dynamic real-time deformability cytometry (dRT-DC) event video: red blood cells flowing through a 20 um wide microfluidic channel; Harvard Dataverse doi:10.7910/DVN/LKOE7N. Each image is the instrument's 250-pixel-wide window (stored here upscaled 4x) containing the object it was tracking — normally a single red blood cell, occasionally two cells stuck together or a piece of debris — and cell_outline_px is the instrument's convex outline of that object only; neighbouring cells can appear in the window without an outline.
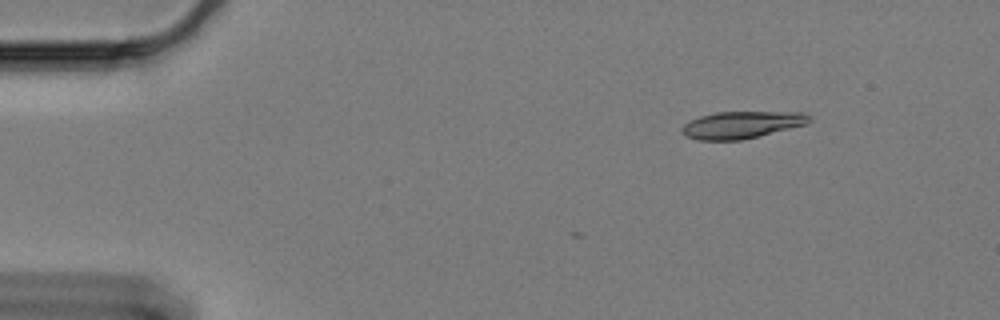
{"species": "Egyptian fruit bat (a non-hibernating species)", "species_latin": "Rousettus aegyptiacus", "temperature_condition": "cold", "stored_images_in_passage": 3, "camera_frame_rate_fps": 3000, "um_per_image_px": 0.085, "animal": {"sex": "female"}, "frame": {"image": 1, "passage_image": 1, "time_ms": 0.0, "image_size_px": [1000, 320], "cell_outline_px": [[812, 120], [808, 124], [740, 140], [700, 140], [684, 136], [680, 128], [684, 124], [700, 116], [716, 112], [804, 112], [812, 116]], "centroid_in_image_um": [63.07, 10.6], "position_along_channel_um": 21.9, "area_um2": 20.11}}